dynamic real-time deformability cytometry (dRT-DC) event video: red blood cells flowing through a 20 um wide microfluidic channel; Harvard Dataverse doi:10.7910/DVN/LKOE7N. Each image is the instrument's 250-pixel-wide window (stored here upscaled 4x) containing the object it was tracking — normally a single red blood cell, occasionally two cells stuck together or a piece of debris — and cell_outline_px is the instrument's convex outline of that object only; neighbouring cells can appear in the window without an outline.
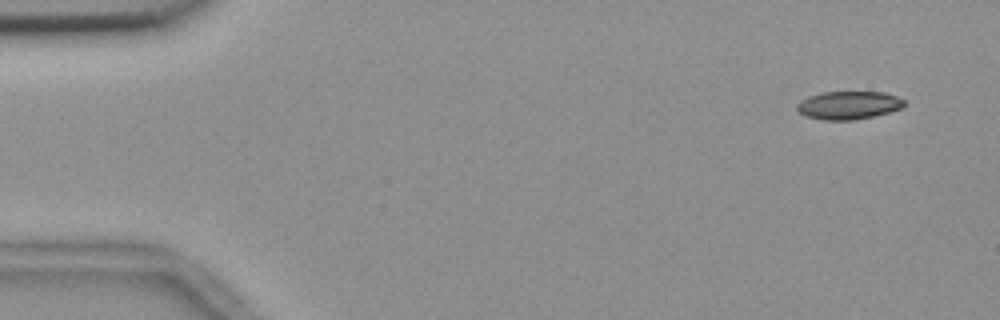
{"species": "common noctule bat (a hibernating species)", "species_latin": "Nyctalus noctula", "temperature_condition": "room temperature", "stored_images_in_passage": 53, "camera_frame_rate_fps": 3000, "um_per_image_px": 0.085, "animal": {"sex": "female", "body_mass_g": 18.4}, "frame": {"image": 1, "passage_image": 1, "time_ms": 0.0, "image_size_px": [1000, 320], "cell_outline_px": [[904, 108], [856, 120], [824, 120], [804, 116], [796, 108], [796, 104], [800, 100], [808, 96], [824, 92], [884, 92], [896, 96], [904, 100]], "centroid_in_image_um": [72.11, 8.94], "position_along_channel_um": 12.9, "area_um2": 17.63}}
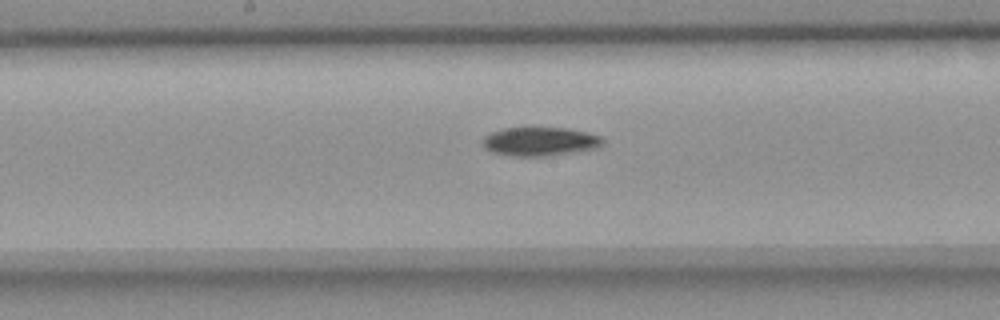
{"frame": {"image": 2, "passage_image": 26, "time_ms": 8.333, "image_size_px": [1000, 320], "cell_outline_px": [[604, 140], [596, 148], [552, 156], [508, 156], [492, 152], [484, 148], [480, 144], [484, 136], [492, 132], [504, 128], [564, 128], [584, 132], [600, 136]], "centroid_in_image_um": [45.82, 12.04], "position_along_channel_um": 202.4, "area_um2": 20.11}}
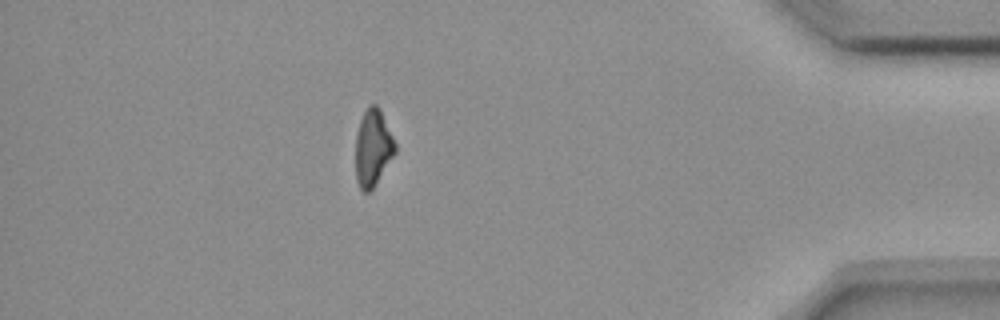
{"frame": {"image": 3, "passage_image": 46, "time_ms": 15.0, "image_size_px": [1000, 320], "cell_outline_px": [[396, 152], [372, 188], [368, 192], [364, 192], [360, 188], [356, 180], [356, 136], [360, 120], [368, 104], [376, 104], [380, 108], [396, 144]], "centroid_in_image_um": [31.69, 12.53], "position_along_channel_um": 403.5, "area_um2": 17.51}, "authors_computed_cell_mechanics": {"area_um2": 19.5364, "velocity_mm_per_s": 3.685, "shape_relaxation_time_tau1_ms": 4.1658, "shape_relaxation_time_tau2_ms": null, "deformation_change_tau1": 0.1205, "deformation_change_tau2": null}}